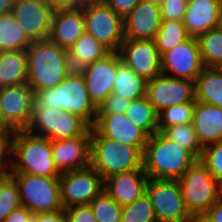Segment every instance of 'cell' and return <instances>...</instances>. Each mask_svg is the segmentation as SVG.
I'll list each match as a JSON object with an SVG mask.
<instances>
[{
  "label": "cell",
  "instance_id": "obj_1",
  "mask_svg": "<svg viewBox=\"0 0 222 222\" xmlns=\"http://www.w3.org/2000/svg\"><path fill=\"white\" fill-rule=\"evenodd\" d=\"M26 55L27 84L34 91L57 86L73 70L68 50L49 38L32 41Z\"/></svg>",
  "mask_w": 222,
  "mask_h": 222
},
{
  "label": "cell",
  "instance_id": "obj_2",
  "mask_svg": "<svg viewBox=\"0 0 222 222\" xmlns=\"http://www.w3.org/2000/svg\"><path fill=\"white\" fill-rule=\"evenodd\" d=\"M35 104L40 108H58L77 115L90 127L97 118V107L90 100L84 78L72 70L57 86L35 91Z\"/></svg>",
  "mask_w": 222,
  "mask_h": 222
},
{
  "label": "cell",
  "instance_id": "obj_3",
  "mask_svg": "<svg viewBox=\"0 0 222 222\" xmlns=\"http://www.w3.org/2000/svg\"><path fill=\"white\" fill-rule=\"evenodd\" d=\"M10 173L60 177L52 157V141L27 130L11 132Z\"/></svg>",
  "mask_w": 222,
  "mask_h": 222
},
{
  "label": "cell",
  "instance_id": "obj_4",
  "mask_svg": "<svg viewBox=\"0 0 222 222\" xmlns=\"http://www.w3.org/2000/svg\"><path fill=\"white\" fill-rule=\"evenodd\" d=\"M195 160L187 149L158 131L148 137L142 166L148 178L178 180Z\"/></svg>",
  "mask_w": 222,
  "mask_h": 222
},
{
  "label": "cell",
  "instance_id": "obj_5",
  "mask_svg": "<svg viewBox=\"0 0 222 222\" xmlns=\"http://www.w3.org/2000/svg\"><path fill=\"white\" fill-rule=\"evenodd\" d=\"M143 153L135 146L102 137L91 127L90 162L103 181L118 173L140 169Z\"/></svg>",
  "mask_w": 222,
  "mask_h": 222
},
{
  "label": "cell",
  "instance_id": "obj_6",
  "mask_svg": "<svg viewBox=\"0 0 222 222\" xmlns=\"http://www.w3.org/2000/svg\"><path fill=\"white\" fill-rule=\"evenodd\" d=\"M178 182L185 207L191 216L206 213L222 197V184L201 159H196Z\"/></svg>",
  "mask_w": 222,
  "mask_h": 222
},
{
  "label": "cell",
  "instance_id": "obj_7",
  "mask_svg": "<svg viewBox=\"0 0 222 222\" xmlns=\"http://www.w3.org/2000/svg\"><path fill=\"white\" fill-rule=\"evenodd\" d=\"M17 183L21 206L33 214L63 210L59 177H43L28 173H10Z\"/></svg>",
  "mask_w": 222,
  "mask_h": 222
},
{
  "label": "cell",
  "instance_id": "obj_8",
  "mask_svg": "<svg viewBox=\"0 0 222 222\" xmlns=\"http://www.w3.org/2000/svg\"><path fill=\"white\" fill-rule=\"evenodd\" d=\"M90 126L77 115L58 108H34L27 131L52 140L82 136Z\"/></svg>",
  "mask_w": 222,
  "mask_h": 222
},
{
  "label": "cell",
  "instance_id": "obj_9",
  "mask_svg": "<svg viewBox=\"0 0 222 222\" xmlns=\"http://www.w3.org/2000/svg\"><path fill=\"white\" fill-rule=\"evenodd\" d=\"M85 21V32L110 52H118L123 43V17L104 2H86L80 7Z\"/></svg>",
  "mask_w": 222,
  "mask_h": 222
},
{
  "label": "cell",
  "instance_id": "obj_10",
  "mask_svg": "<svg viewBox=\"0 0 222 222\" xmlns=\"http://www.w3.org/2000/svg\"><path fill=\"white\" fill-rule=\"evenodd\" d=\"M145 193L150 198L157 222H191L178 180L148 178Z\"/></svg>",
  "mask_w": 222,
  "mask_h": 222
},
{
  "label": "cell",
  "instance_id": "obj_11",
  "mask_svg": "<svg viewBox=\"0 0 222 222\" xmlns=\"http://www.w3.org/2000/svg\"><path fill=\"white\" fill-rule=\"evenodd\" d=\"M104 181L90 165L62 172L59 177L60 198L64 209L88 205L102 190Z\"/></svg>",
  "mask_w": 222,
  "mask_h": 222
},
{
  "label": "cell",
  "instance_id": "obj_12",
  "mask_svg": "<svg viewBox=\"0 0 222 222\" xmlns=\"http://www.w3.org/2000/svg\"><path fill=\"white\" fill-rule=\"evenodd\" d=\"M35 91L27 84L0 89V116L10 131L26 130L32 116Z\"/></svg>",
  "mask_w": 222,
  "mask_h": 222
},
{
  "label": "cell",
  "instance_id": "obj_13",
  "mask_svg": "<svg viewBox=\"0 0 222 222\" xmlns=\"http://www.w3.org/2000/svg\"><path fill=\"white\" fill-rule=\"evenodd\" d=\"M146 97L159 114L171 106L195 102L194 82L161 73L147 81Z\"/></svg>",
  "mask_w": 222,
  "mask_h": 222
},
{
  "label": "cell",
  "instance_id": "obj_14",
  "mask_svg": "<svg viewBox=\"0 0 222 222\" xmlns=\"http://www.w3.org/2000/svg\"><path fill=\"white\" fill-rule=\"evenodd\" d=\"M197 38L190 37L161 55V73L195 82L203 69Z\"/></svg>",
  "mask_w": 222,
  "mask_h": 222
},
{
  "label": "cell",
  "instance_id": "obj_15",
  "mask_svg": "<svg viewBox=\"0 0 222 222\" xmlns=\"http://www.w3.org/2000/svg\"><path fill=\"white\" fill-rule=\"evenodd\" d=\"M118 53L121 62L146 81L161 74V55L155 40L124 39Z\"/></svg>",
  "mask_w": 222,
  "mask_h": 222
},
{
  "label": "cell",
  "instance_id": "obj_16",
  "mask_svg": "<svg viewBox=\"0 0 222 222\" xmlns=\"http://www.w3.org/2000/svg\"><path fill=\"white\" fill-rule=\"evenodd\" d=\"M121 62L118 52H110L104 58L82 67L81 72L88 95L98 108L113 92L117 68Z\"/></svg>",
  "mask_w": 222,
  "mask_h": 222
},
{
  "label": "cell",
  "instance_id": "obj_17",
  "mask_svg": "<svg viewBox=\"0 0 222 222\" xmlns=\"http://www.w3.org/2000/svg\"><path fill=\"white\" fill-rule=\"evenodd\" d=\"M53 9L45 0H13L11 13L32 40L49 38Z\"/></svg>",
  "mask_w": 222,
  "mask_h": 222
},
{
  "label": "cell",
  "instance_id": "obj_18",
  "mask_svg": "<svg viewBox=\"0 0 222 222\" xmlns=\"http://www.w3.org/2000/svg\"><path fill=\"white\" fill-rule=\"evenodd\" d=\"M93 128L105 138L137 147L142 153L149 135L125 114H97Z\"/></svg>",
  "mask_w": 222,
  "mask_h": 222
},
{
  "label": "cell",
  "instance_id": "obj_19",
  "mask_svg": "<svg viewBox=\"0 0 222 222\" xmlns=\"http://www.w3.org/2000/svg\"><path fill=\"white\" fill-rule=\"evenodd\" d=\"M91 127L72 139L52 140V157L60 173L89 166Z\"/></svg>",
  "mask_w": 222,
  "mask_h": 222
},
{
  "label": "cell",
  "instance_id": "obj_20",
  "mask_svg": "<svg viewBox=\"0 0 222 222\" xmlns=\"http://www.w3.org/2000/svg\"><path fill=\"white\" fill-rule=\"evenodd\" d=\"M161 22L160 6L140 0L123 18L125 39L154 40Z\"/></svg>",
  "mask_w": 222,
  "mask_h": 222
},
{
  "label": "cell",
  "instance_id": "obj_21",
  "mask_svg": "<svg viewBox=\"0 0 222 222\" xmlns=\"http://www.w3.org/2000/svg\"><path fill=\"white\" fill-rule=\"evenodd\" d=\"M222 3L219 0H188L183 24L190 37L198 38L220 27Z\"/></svg>",
  "mask_w": 222,
  "mask_h": 222
},
{
  "label": "cell",
  "instance_id": "obj_22",
  "mask_svg": "<svg viewBox=\"0 0 222 222\" xmlns=\"http://www.w3.org/2000/svg\"><path fill=\"white\" fill-rule=\"evenodd\" d=\"M148 176L140 169L114 174L104 180L103 189L122 207L145 193Z\"/></svg>",
  "mask_w": 222,
  "mask_h": 222
},
{
  "label": "cell",
  "instance_id": "obj_23",
  "mask_svg": "<svg viewBox=\"0 0 222 222\" xmlns=\"http://www.w3.org/2000/svg\"><path fill=\"white\" fill-rule=\"evenodd\" d=\"M85 32V21L81 8L55 10L52 14L49 39L69 50Z\"/></svg>",
  "mask_w": 222,
  "mask_h": 222
},
{
  "label": "cell",
  "instance_id": "obj_24",
  "mask_svg": "<svg viewBox=\"0 0 222 222\" xmlns=\"http://www.w3.org/2000/svg\"><path fill=\"white\" fill-rule=\"evenodd\" d=\"M192 124L203 148L222 141V108L195 101Z\"/></svg>",
  "mask_w": 222,
  "mask_h": 222
},
{
  "label": "cell",
  "instance_id": "obj_25",
  "mask_svg": "<svg viewBox=\"0 0 222 222\" xmlns=\"http://www.w3.org/2000/svg\"><path fill=\"white\" fill-rule=\"evenodd\" d=\"M195 101L222 108V70L203 67L194 82Z\"/></svg>",
  "mask_w": 222,
  "mask_h": 222
},
{
  "label": "cell",
  "instance_id": "obj_26",
  "mask_svg": "<svg viewBox=\"0 0 222 222\" xmlns=\"http://www.w3.org/2000/svg\"><path fill=\"white\" fill-rule=\"evenodd\" d=\"M27 83L26 50L0 52V89Z\"/></svg>",
  "mask_w": 222,
  "mask_h": 222
},
{
  "label": "cell",
  "instance_id": "obj_27",
  "mask_svg": "<svg viewBox=\"0 0 222 222\" xmlns=\"http://www.w3.org/2000/svg\"><path fill=\"white\" fill-rule=\"evenodd\" d=\"M109 53L107 48L86 32L68 50L70 65L73 70H80L96 60L104 58Z\"/></svg>",
  "mask_w": 222,
  "mask_h": 222
},
{
  "label": "cell",
  "instance_id": "obj_28",
  "mask_svg": "<svg viewBox=\"0 0 222 222\" xmlns=\"http://www.w3.org/2000/svg\"><path fill=\"white\" fill-rule=\"evenodd\" d=\"M146 83L147 81L143 77L120 62L112 93L130 100H136L146 96Z\"/></svg>",
  "mask_w": 222,
  "mask_h": 222
},
{
  "label": "cell",
  "instance_id": "obj_29",
  "mask_svg": "<svg viewBox=\"0 0 222 222\" xmlns=\"http://www.w3.org/2000/svg\"><path fill=\"white\" fill-rule=\"evenodd\" d=\"M31 42L11 12L0 16V52L26 50Z\"/></svg>",
  "mask_w": 222,
  "mask_h": 222
},
{
  "label": "cell",
  "instance_id": "obj_30",
  "mask_svg": "<svg viewBox=\"0 0 222 222\" xmlns=\"http://www.w3.org/2000/svg\"><path fill=\"white\" fill-rule=\"evenodd\" d=\"M125 115L149 136L158 132V113L146 96L132 100Z\"/></svg>",
  "mask_w": 222,
  "mask_h": 222
},
{
  "label": "cell",
  "instance_id": "obj_31",
  "mask_svg": "<svg viewBox=\"0 0 222 222\" xmlns=\"http://www.w3.org/2000/svg\"><path fill=\"white\" fill-rule=\"evenodd\" d=\"M200 56L205 67L222 66V29L208 30L198 38Z\"/></svg>",
  "mask_w": 222,
  "mask_h": 222
},
{
  "label": "cell",
  "instance_id": "obj_32",
  "mask_svg": "<svg viewBox=\"0 0 222 222\" xmlns=\"http://www.w3.org/2000/svg\"><path fill=\"white\" fill-rule=\"evenodd\" d=\"M189 38L183 21L162 20L154 40L160 55H162Z\"/></svg>",
  "mask_w": 222,
  "mask_h": 222
},
{
  "label": "cell",
  "instance_id": "obj_33",
  "mask_svg": "<svg viewBox=\"0 0 222 222\" xmlns=\"http://www.w3.org/2000/svg\"><path fill=\"white\" fill-rule=\"evenodd\" d=\"M162 133L170 140L187 149L196 159L201 158L203 147L198 142L192 122L168 127Z\"/></svg>",
  "mask_w": 222,
  "mask_h": 222
},
{
  "label": "cell",
  "instance_id": "obj_34",
  "mask_svg": "<svg viewBox=\"0 0 222 222\" xmlns=\"http://www.w3.org/2000/svg\"><path fill=\"white\" fill-rule=\"evenodd\" d=\"M88 205L97 222H121L122 206L104 189Z\"/></svg>",
  "mask_w": 222,
  "mask_h": 222
},
{
  "label": "cell",
  "instance_id": "obj_35",
  "mask_svg": "<svg viewBox=\"0 0 222 222\" xmlns=\"http://www.w3.org/2000/svg\"><path fill=\"white\" fill-rule=\"evenodd\" d=\"M194 107L195 102H186L162 110L158 114V131L163 132L174 125L191 123Z\"/></svg>",
  "mask_w": 222,
  "mask_h": 222
},
{
  "label": "cell",
  "instance_id": "obj_36",
  "mask_svg": "<svg viewBox=\"0 0 222 222\" xmlns=\"http://www.w3.org/2000/svg\"><path fill=\"white\" fill-rule=\"evenodd\" d=\"M121 222H157L150 198L146 193L133 203L122 207Z\"/></svg>",
  "mask_w": 222,
  "mask_h": 222
},
{
  "label": "cell",
  "instance_id": "obj_37",
  "mask_svg": "<svg viewBox=\"0 0 222 222\" xmlns=\"http://www.w3.org/2000/svg\"><path fill=\"white\" fill-rule=\"evenodd\" d=\"M21 206L19 189L16 181L10 176L0 177V222Z\"/></svg>",
  "mask_w": 222,
  "mask_h": 222
},
{
  "label": "cell",
  "instance_id": "obj_38",
  "mask_svg": "<svg viewBox=\"0 0 222 222\" xmlns=\"http://www.w3.org/2000/svg\"><path fill=\"white\" fill-rule=\"evenodd\" d=\"M200 159L222 184V141L204 147Z\"/></svg>",
  "mask_w": 222,
  "mask_h": 222
},
{
  "label": "cell",
  "instance_id": "obj_39",
  "mask_svg": "<svg viewBox=\"0 0 222 222\" xmlns=\"http://www.w3.org/2000/svg\"><path fill=\"white\" fill-rule=\"evenodd\" d=\"M132 100L111 93L97 108V114H125Z\"/></svg>",
  "mask_w": 222,
  "mask_h": 222
},
{
  "label": "cell",
  "instance_id": "obj_40",
  "mask_svg": "<svg viewBox=\"0 0 222 222\" xmlns=\"http://www.w3.org/2000/svg\"><path fill=\"white\" fill-rule=\"evenodd\" d=\"M188 0H164L160 5L162 20L183 21Z\"/></svg>",
  "mask_w": 222,
  "mask_h": 222
},
{
  "label": "cell",
  "instance_id": "obj_41",
  "mask_svg": "<svg viewBox=\"0 0 222 222\" xmlns=\"http://www.w3.org/2000/svg\"><path fill=\"white\" fill-rule=\"evenodd\" d=\"M67 222H97L89 205L64 209Z\"/></svg>",
  "mask_w": 222,
  "mask_h": 222
},
{
  "label": "cell",
  "instance_id": "obj_42",
  "mask_svg": "<svg viewBox=\"0 0 222 222\" xmlns=\"http://www.w3.org/2000/svg\"><path fill=\"white\" fill-rule=\"evenodd\" d=\"M140 0H104L103 2L123 18L130 13Z\"/></svg>",
  "mask_w": 222,
  "mask_h": 222
},
{
  "label": "cell",
  "instance_id": "obj_43",
  "mask_svg": "<svg viewBox=\"0 0 222 222\" xmlns=\"http://www.w3.org/2000/svg\"><path fill=\"white\" fill-rule=\"evenodd\" d=\"M34 214L24 206L11 211L3 222H32Z\"/></svg>",
  "mask_w": 222,
  "mask_h": 222
},
{
  "label": "cell",
  "instance_id": "obj_44",
  "mask_svg": "<svg viewBox=\"0 0 222 222\" xmlns=\"http://www.w3.org/2000/svg\"><path fill=\"white\" fill-rule=\"evenodd\" d=\"M32 222H67L64 209L52 213L34 214Z\"/></svg>",
  "mask_w": 222,
  "mask_h": 222
},
{
  "label": "cell",
  "instance_id": "obj_45",
  "mask_svg": "<svg viewBox=\"0 0 222 222\" xmlns=\"http://www.w3.org/2000/svg\"><path fill=\"white\" fill-rule=\"evenodd\" d=\"M11 145H0V177L10 174Z\"/></svg>",
  "mask_w": 222,
  "mask_h": 222
},
{
  "label": "cell",
  "instance_id": "obj_46",
  "mask_svg": "<svg viewBox=\"0 0 222 222\" xmlns=\"http://www.w3.org/2000/svg\"><path fill=\"white\" fill-rule=\"evenodd\" d=\"M55 10L77 9L82 6L80 0H45Z\"/></svg>",
  "mask_w": 222,
  "mask_h": 222
},
{
  "label": "cell",
  "instance_id": "obj_47",
  "mask_svg": "<svg viewBox=\"0 0 222 222\" xmlns=\"http://www.w3.org/2000/svg\"><path fill=\"white\" fill-rule=\"evenodd\" d=\"M213 220L222 222V197L206 212Z\"/></svg>",
  "mask_w": 222,
  "mask_h": 222
},
{
  "label": "cell",
  "instance_id": "obj_48",
  "mask_svg": "<svg viewBox=\"0 0 222 222\" xmlns=\"http://www.w3.org/2000/svg\"><path fill=\"white\" fill-rule=\"evenodd\" d=\"M0 145H11V132L7 128H0Z\"/></svg>",
  "mask_w": 222,
  "mask_h": 222
},
{
  "label": "cell",
  "instance_id": "obj_49",
  "mask_svg": "<svg viewBox=\"0 0 222 222\" xmlns=\"http://www.w3.org/2000/svg\"><path fill=\"white\" fill-rule=\"evenodd\" d=\"M13 0H0V16L12 11Z\"/></svg>",
  "mask_w": 222,
  "mask_h": 222
},
{
  "label": "cell",
  "instance_id": "obj_50",
  "mask_svg": "<svg viewBox=\"0 0 222 222\" xmlns=\"http://www.w3.org/2000/svg\"><path fill=\"white\" fill-rule=\"evenodd\" d=\"M191 222H218L213 220L207 213L193 215Z\"/></svg>",
  "mask_w": 222,
  "mask_h": 222
},
{
  "label": "cell",
  "instance_id": "obj_51",
  "mask_svg": "<svg viewBox=\"0 0 222 222\" xmlns=\"http://www.w3.org/2000/svg\"><path fill=\"white\" fill-rule=\"evenodd\" d=\"M146 1L152 2V3L157 4L159 6L164 2V0H146Z\"/></svg>",
  "mask_w": 222,
  "mask_h": 222
},
{
  "label": "cell",
  "instance_id": "obj_52",
  "mask_svg": "<svg viewBox=\"0 0 222 222\" xmlns=\"http://www.w3.org/2000/svg\"><path fill=\"white\" fill-rule=\"evenodd\" d=\"M81 3H86V2H96V0H80Z\"/></svg>",
  "mask_w": 222,
  "mask_h": 222
},
{
  "label": "cell",
  "instance_id": "obj_53",
  "mask_svg": "<svg viewBox=\"0 0 222 222\" xmlns=\"http://www.w3.org/2000/svg\"><path fill=\"white\" fill-rule=\"evenodd\" d=\"M0 128H6L3 123H2V119H1V116H0Z\"/></svg>",
  "mask_w": 222,
  "mask_h": 222
},
{
  "label": "cell",
  "instance_id": "obj_54",
  "mask_svg": "<svg viewBox=\"0 0 222 222\" xmlns=\"http://www.w3.org/2000/svg\"><path fill=\"white\" fill-rule=\"evenodd\" d=\"M220 28L222 29V14H221V20H220Z\"/></svg>",
  "mask_w": 222,
  "mask_h": 222
}]
</instances>
